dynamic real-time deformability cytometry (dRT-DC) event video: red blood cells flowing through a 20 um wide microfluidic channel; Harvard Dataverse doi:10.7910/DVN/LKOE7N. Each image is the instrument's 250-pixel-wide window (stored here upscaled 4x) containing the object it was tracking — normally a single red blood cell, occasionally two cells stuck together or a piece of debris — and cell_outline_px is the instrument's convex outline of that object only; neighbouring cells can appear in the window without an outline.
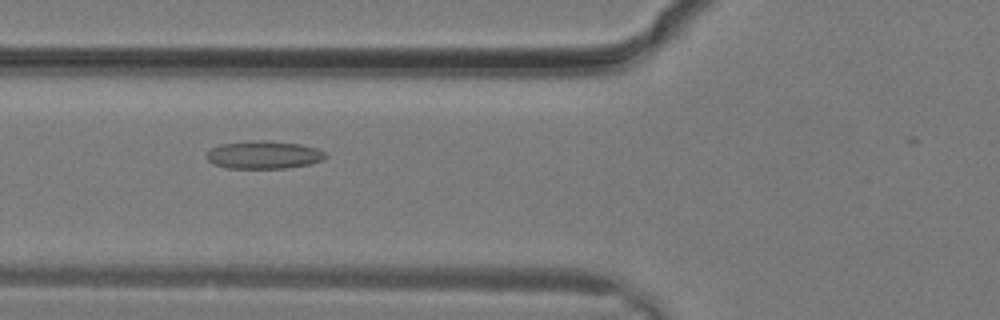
{"species": "common noctule bat (a hibernating species)", "species_latin": "Nyctalus noctula", "temperature_condition": "warm", "stored_images_in_passage": 10, "camera_frame_rate_fps": 3000, "um_per_image_px": 0.085, "animal": {"sex": "male", "body_mass_g": 19.2, "forearm_length_mm": 51.8}, "frame": {"image": 1, "passage_image": 3, "time_ms": 0.667, "image_size_px": [1000, 320], "cell_outline_px": [[328, 156], [324, 160], [308, 164], [284, 168], [228, 168], [212, 164], [208, 160], [208, 152], [212, 148], [220, 144], [260, 140], [268, 140], [300, 144], [316, 148], [324, 152]], "centroid_in_image_um": [22.44, 13.16], "position_along_channel_um": 103.4, "area_um2": 19.19}}
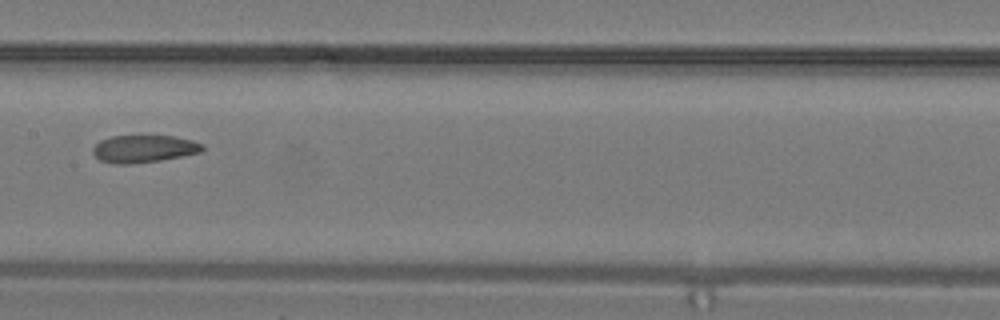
{"frame": {"image": 2, "passage_image": 7, "time_ms": 2.0, "image_size_px": [1000, 320], "cell_outline_px": [[204, 148], [200, 152], [160, 160], [132, 164], [116, 164], [100, 160], [92, 152], [92, 148], [100, 140], [112, 136], [172, 136], [192, 140], [204, 144]], "centroid_in_image_um": [12.21, 12.64], "position_along_channel_um": 195.2, "area_um2": 17.4}}
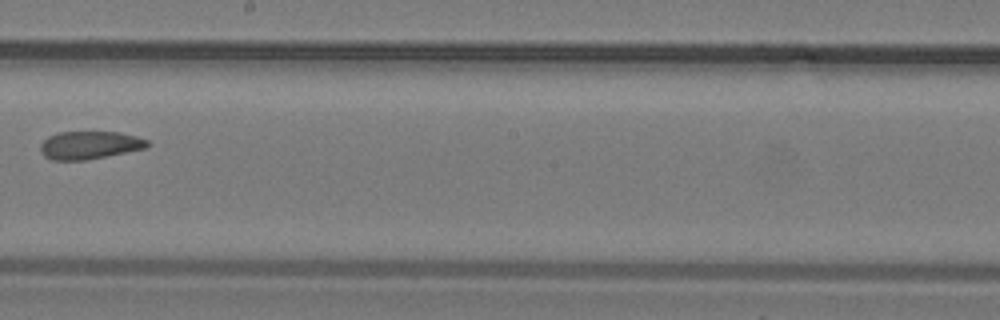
{"frame": {"image": 3, "passage_image": 9, "time_ms": 2.667, "image_size_px": [1000, 320], "cell_outline_px": [[148, 144], [144, 148], [84, 160], [52, 160], [44, 156], [40, 152], [40, 144], [48, 136], [60, 132], [120, 132], [136, 136], [148, 140]], "centroid_in_image_um": [7.56, 12.33], "position_along_channel_um": 240.6, "area_um2": 17.17}}